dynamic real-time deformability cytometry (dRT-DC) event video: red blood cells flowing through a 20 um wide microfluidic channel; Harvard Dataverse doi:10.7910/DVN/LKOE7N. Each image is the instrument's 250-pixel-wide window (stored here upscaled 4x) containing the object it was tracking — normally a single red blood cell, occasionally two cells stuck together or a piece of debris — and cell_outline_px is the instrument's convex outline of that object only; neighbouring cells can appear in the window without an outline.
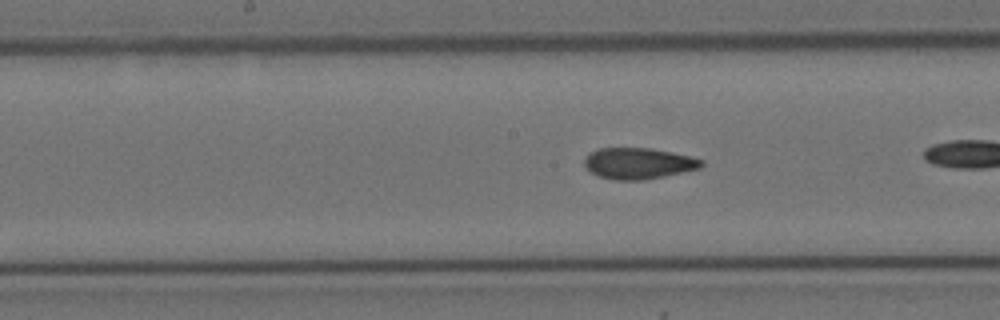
{"species": "Egyptian fruit bat (a non-hibernating species)", "species_latin": "Rousettus aegyptiacus", "temperature_condition": "cold", "stored_images_in_passage": 38, "camera_frame_rate_fps": 3000, "um_per_image_px": 0.085, "animal": {"sex": "female"}, "frame": {"image": 1, "passage_image": 22, "time_ms": 7.0, "image_size_px": [1000, 320], "cell_outline_px": [[704, 164], [700, 168], [664, 176], [644, 180], [612, 180], [600, 176], [592, 172], [584, 164], [584, 156], [588, 152], [600, 148], [652, 148], [692, 156], [704, 160]], "centroid_in_image_um": [54.27, 13.88], "position_along_channel_um": 193.9, "area_um2": 21.39}}